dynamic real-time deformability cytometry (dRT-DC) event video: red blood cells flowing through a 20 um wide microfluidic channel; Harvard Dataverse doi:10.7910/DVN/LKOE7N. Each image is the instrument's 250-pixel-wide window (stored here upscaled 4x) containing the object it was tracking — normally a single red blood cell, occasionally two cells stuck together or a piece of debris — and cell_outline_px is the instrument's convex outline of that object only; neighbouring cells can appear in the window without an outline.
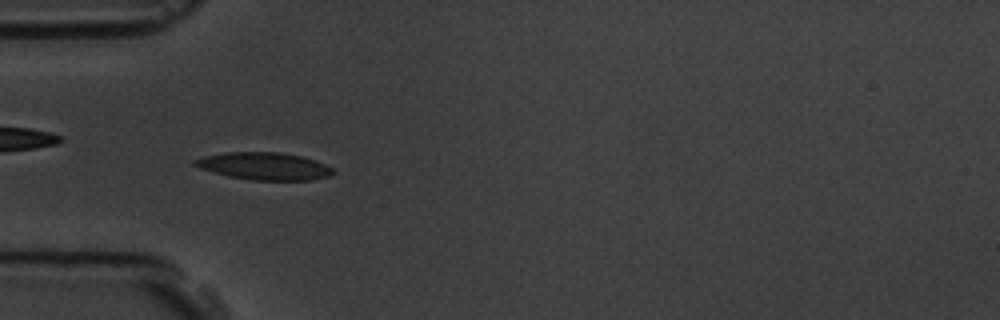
{"species": "common noctule bat (a hibernating species)", "species_latin": "Nyctalus noctula", "temperature_condition": "room temperature", "stored_images_in_passage": 6, "camera_frame_rate_fps": 3000, "um_per_image_px": 0.085, "animal": {"sex": "male", "body_mass_g": 19.5, "forearm_length_mm": 54.6}, "frame": {"image": 1, "passage_image": 5, "time_ms": 5.667, "image_size_px": [1000, 320], "cell_outline_px": [[336, 172], [332, 176], [312, 180], [252, 180], [228, 176], [200, 168], [192, 164], [192, 160], [204, 156], [224, 152], [280, 152], [300, 156], [324, 164], [332, 168]], "centroid_in_image_um": [22.45, 14.12], "position_along_channel_um": 62.5, "area_um2": 22.08}}
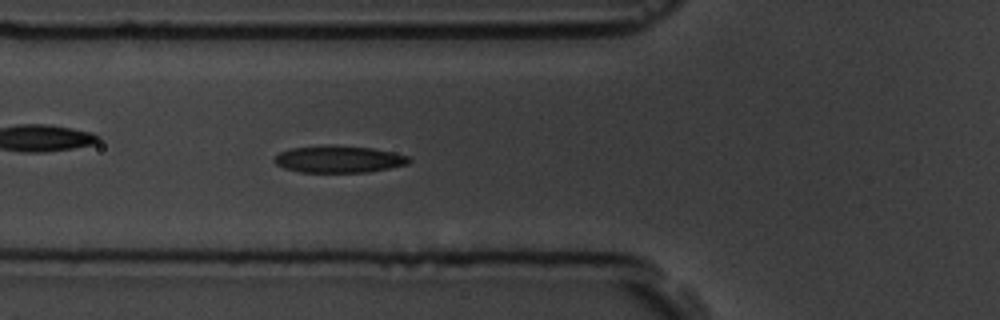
{"frame": {"image": 2, "passage_image": 6, "time_ms": 6.667, "image_size_px": [1000, 320], "cell_outline_px": [[412, 160], [408, 164], [368, 172], [300, 172], [284, 168], [276, 164], [272, 160], [280, 152], [292, 148], [328, 144], [372, 148], [412, 156]], "centroid_in_image_um": [28.81, 13.52], "position_along_channel_um": 97.0, "area_um2": 21.33}}